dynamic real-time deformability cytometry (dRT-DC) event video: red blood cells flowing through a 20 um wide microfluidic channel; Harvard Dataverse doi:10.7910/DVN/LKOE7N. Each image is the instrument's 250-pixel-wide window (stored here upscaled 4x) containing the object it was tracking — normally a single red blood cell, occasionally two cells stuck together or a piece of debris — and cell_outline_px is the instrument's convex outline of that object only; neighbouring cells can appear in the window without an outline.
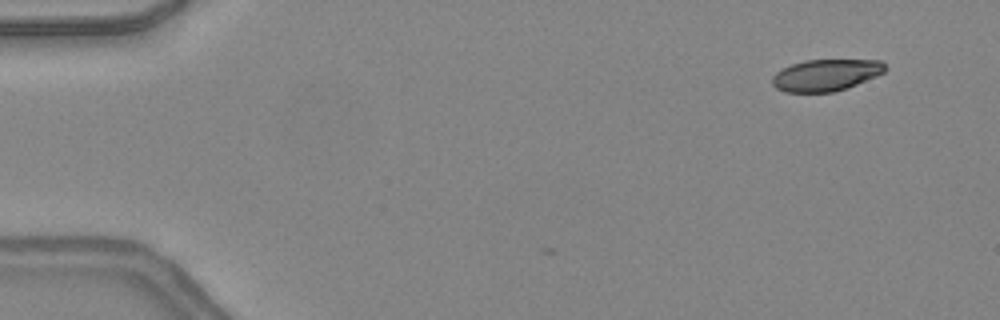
{"species": "common noctule bat (a hibernating species)", "species_latin": "Nyctalus noctula", "temperature_condition": "warm", "stored_images_in_passage": 6, "camera_frame_rate_fps": 3000, "um_per_image_px": 0.085, "animal": {"sex": "female", "body_mass_g": 24.6, "forearm_length_mm": 56.2}, "frame": {"image": 1, "passage_image": 1, "time_ms": 0.0, "image_size_px": [1000, 320], "cell_outline_px": [[888, 68], [884, 72], [876, 76], [856, 84], [832, 92], [784, 92], [776, 88], [772, 84], [772, 76], [776, 72], [792, 64], [804, 60], [880, 60]], "centroid_in_image_um": [70.18, 6.38], "position_along_channel_um": 14.8, "area_um2": 20.69}}